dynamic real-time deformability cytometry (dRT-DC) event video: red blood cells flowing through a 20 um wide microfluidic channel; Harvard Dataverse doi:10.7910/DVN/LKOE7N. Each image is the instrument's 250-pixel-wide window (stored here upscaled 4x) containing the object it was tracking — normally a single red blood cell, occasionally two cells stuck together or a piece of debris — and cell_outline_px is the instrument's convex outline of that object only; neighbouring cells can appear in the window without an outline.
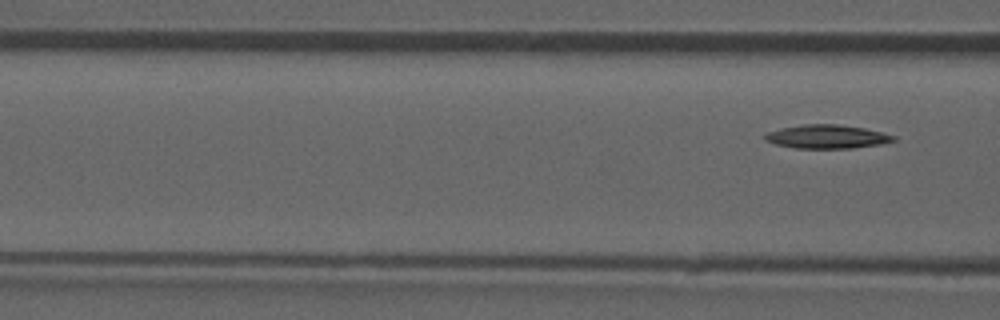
{"species": "common noctule bat (a hibernating species)", "species_latin": "Nyctalus noctula", "temperature_condition": "room temperature", "stored_images_in_passage": 5, "camera_frame_rate_fps": 3000, "um_per_image_px": 0.085, "animal": {"sex": "male", "forearm_length_mm": 52.5}, "frame": {"image": 1, "passage_image": 5, "time_ms": 5.333, "image_size_px": [1000, 320], "cell_outline_px": [[896, 140], [880, 144], [852, 148], [796, 148], [776, 144], [764, 140], [760, 136], [764, 132], [780, 128], [804, 124], [836, 124], [864, 128], [896, 136]], "centroid_in_image_um": [70.21, 11.61], "position_along_channel_um": 96.4, "area_um2": 17.8}}